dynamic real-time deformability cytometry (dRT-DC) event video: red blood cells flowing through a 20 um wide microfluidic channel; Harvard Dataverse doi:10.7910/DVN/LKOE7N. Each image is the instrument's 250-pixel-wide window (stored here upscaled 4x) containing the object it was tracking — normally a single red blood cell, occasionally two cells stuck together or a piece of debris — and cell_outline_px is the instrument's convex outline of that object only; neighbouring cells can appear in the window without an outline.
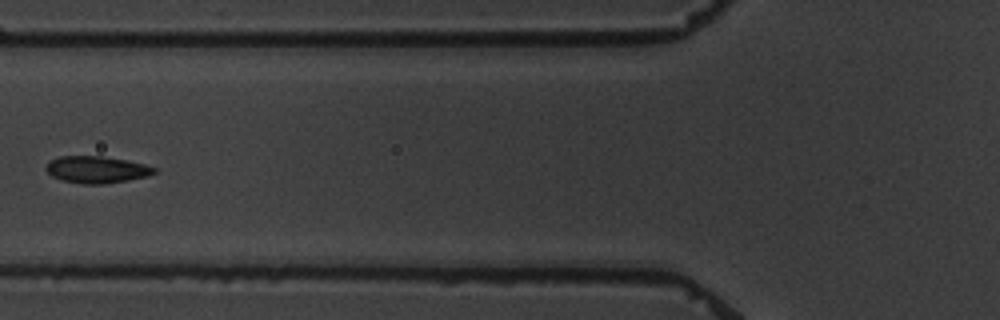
{"species": "common noctule bat (a hibernating species)", "species_latin": "Nyctalus noctula", "temperature_condition": "warm", "stored_images_in_passage": 5, "camera_frame_rate_fps": 3000, "um_per_image_px": 0.085, "animal": {"sex": "male", "body_mass_g": 19.5, "forearm_length_mm": 54.6}, "frame": {"image": 1, "passage_image": 5, "time_ms": 6.0, "image_size_px": [1000, 320], "cell_outline_px": [[156, 172], [148, 176], [128, 180], [104, 184], [84, 184], [64, 180], [52, 176], [44, 168], [52, 160], [60, 156], [100, 156], [128, 160], [144, 164], [156, 168]], "centroid_in_image_um": [8.24, 14.41], "position_along_channel_um": 117.6, "area_um2": 16.82}}